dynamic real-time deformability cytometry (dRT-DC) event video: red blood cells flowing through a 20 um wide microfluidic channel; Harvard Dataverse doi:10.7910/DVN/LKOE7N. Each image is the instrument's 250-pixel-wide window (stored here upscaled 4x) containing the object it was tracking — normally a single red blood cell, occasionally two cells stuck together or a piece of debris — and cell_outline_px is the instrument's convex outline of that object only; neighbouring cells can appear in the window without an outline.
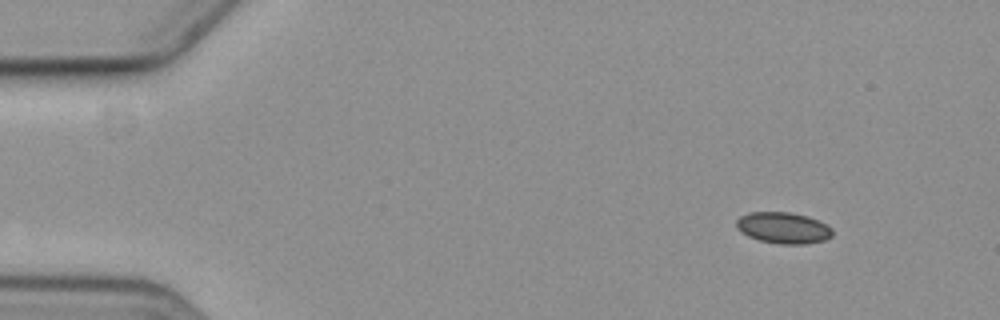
{"species": "common noctule bat (a hibernating species)", "species_latin": "Nyctalus noctula", "temperature_condition": "cold", "stored_images_in_passage": 3, "camera_frame_rate_fps": 3000, "um_per_image_px": 0.085, "animal": {"sex": "female", "body_mass_g": 19.3, "forearm_length_mm": 54.1}, "frame": {"image": 1, "passage_image": 1, "time_ms": 0.0, "image_size_px": [1000, 320], "cell_outline_px": [[832, 236], [824, 240], [804, 244], [780, 244], [760, 240], [748, 236], [740, 232], [736, 228], [736, 220], [740, 216], [748, 212], [788, 212], [808, 216], [832, 228]], "centroid_in_image_um": [66.54, 19.36], "position_along_channel_um": 18.5, "area_um2": 17.46}}